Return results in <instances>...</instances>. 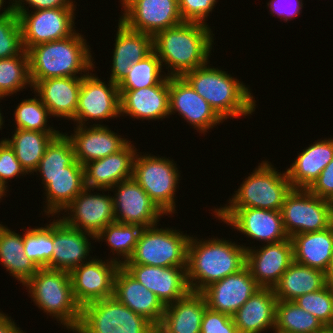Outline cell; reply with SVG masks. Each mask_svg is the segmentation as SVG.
<instances>
[{"mask_svg": "<svg viewBox=\"0 0 333 333\" xmlns=\"http://www.w3.org/2000/svg\"><path fill=\"white\" fill-rule=\"evenodd\" d=\"M209 25L185 22L158 32L153 37V49L167 76H182L184 73L210 63L214 42Z\"/></svg>", "mask_w": 333, "mask_h": 333, "instance_id": "1", "label": "cell"}, {"mask_svg": "<svg viewBox=\"0 0 333 333\" xmlns=\"http://www.w3.org/2000/svg\"><path fill=\"white\" fill-rule=\"evenodd\" d=\"M195 237V238H194ZM190 236L187 248V281L192 292H201L210 284L235 274L246 265V244L231 240L198 239Z\"/></svg>", "mask_w": 333, "mask_h": 333, "instance_id": "2", "label": "cell"}, {"mask_svg": "<svg viewBox=\"0 0 333 333\" xmlns=\"http://www.w3.org/2000/svg\"><path fill=\"white\" fill-rule=\"evenodd\" d=\"M85 38L76 31L68 38L31 47L28 55L32 85L48 78L83 77L93 72L94 57Z\"/></svg>", "mask_w": 333, "mask_h": 333, "instance_id": "3", "label": "cell"}, {"mask_svg": "<svg viewBox=\"0 0 333 333\" xmlns=\"http://www.w3.org/2000/svg\"><path fill=\"white\" fill-rule=\"evenodd\" d=\"M208 64L190 70L182 77L224 121L252 115L256 100L251 89L224 69Z\"/></svg>", "mask_w": 333, "mask_h": 333, "instance_id": "4", "label": "cell"}, {"mask_svg": "<svg viewBox=\"0 0 333 333\" xmlns=\"http://www.w3.org/2000/svg\"><path fill=\"white\" fill-rule=\"evenodd\" d=\"M23 286L29 290L34 305L43 313L55 318L68 331L74 332L77 329L81 307L73 295L70 272L39 268Z\"/></svg>", "mask_w": 333, "mask_h": 333, "instance_id": "5", "label": "cell"}, {"mask_svg": "<svg viewBox=\"0 0 333 333\" xmlns=\"http://www.w3.org/2000/svg\"><path fill=\"white\" fill-rule=\"evenodd\" d=\"M266 160L258 163L259 165L248 177H245L227 203L218 208H258L281 211L285 197L293 187L287 172H278L272 162Z\"/></svg>", "mask_w": 333, "mask_h": 333, "instance_id": "6", "label": "cell"}, {"mask_svg": "<svg viewBox=\"0 0 333 333\" xmlns=\"http://www.w3.org/2000/svg\"><path fill=\"white\" fill-rule=\"evenodd\" d=\"M157 156L137 152L132 178L167 216H173L177 207L175 192L179 188L181 173L173 159Z\"/></svg>", "mask_w": 333, "mask_h": 333, "instance_id": "7", "label": "cell"}, {"mask_svg": "<svg viewBox=\"0 0 333 333\" xmlns=\"http://www.w3.org/2000/svg\"><path fill=\"white\" fill-rule=\"evenodd\" d=\"M73 333H156V327L113 296L83 306Z\"/></svg>", "mask_w": 333, "mask_h": 333, "instance_id": "8", "label": "cell"}, {"mask_svg": "<svg viewBox=\"0 0 333 333\" xmlns=\"http://www.w3.org/2000/svg\"><path fill=\"white\" fill-rule=\"evenodd\" d=\"M143 228L132 257L124 264L187 267L190 235L176 228Z\"/></svg>", "mask_w": 333, "mask_h": 333, "instance_id": "9", "label": "cell"}, {"mask_svg": "<svg viewBox=\"0 0 333 333\" xmlns=\"http://www.w3.org/2000/svg\"><path fill=\"white\" fill-rule=\"evenodd\" d=\"M281 214L289 238L300 233L324 230L333 225L330 201L304 188H292L285 197Z\"/></svg>", "mask_w": 333, "mask_h": 333, "instance_id": "10", "label": "cell"}, {"mask_svg": "<svg viewBox=\"0 0 333 333\" xmlns=\"http://www.w3.org/2000/svg\"><path fill=\"white\" fill-rule=\"evenodd\" d=\"M94 74L88 72L87 75L82 77L78 105L73 119L74 125L87 126L88 124L89 126V123H91L89 120H94L97 124L94 123L93 125L100 126L105 125L100 123L103 119L106 121L107 119L120 117L118 84L111 80H108L106 84V81L99 79Z\"/></svg>", "mask_w": 333, "mask_h": 333, "instance_id": "11", "label": "cell"}, {"mask_svg": "<svg viewBox=\"0 0 333 333\" xmlns=\"http://www.w3.org/2000/svg\"><path fill=\"white\" fill-rule=\"evenodd\" d=\"M215 210V211H214ZM212 213L246 237L269 243L287 240L281 211L258 208H215Z\"/></svg>", "mask_w": 333, "mask_h": 333, "instance_id": "12", "label": "cell"}, {"mask_svg": "<svg viewBox=\"0 0 333 333\" xmlns=\"http://www.w3.org/2000/svg\"><path fill=\"white\" fill-rule=\"evenodd\" d=\"M75 11L76 8H53L21 12L18 17L24 50L73 35L76 32Z\"/></svg>", "mask_w": 333, "mask_h": 333, "instance_id": "13", "label": "cell"}, {"mask_svg": "<svg viewBox=\"0 0 333 333\" xmlns=\"http://www.w3.org/2000/svg\"><path fill=\"white\" fill-rule=\"evenodd\" d=\"M120 3L123 14L119 20L128 28L152 37L183 22L178 0H120Z\"/></svg>", "mask_w": 333, "mask_h": 333, "instance_id": "14", "label": "cell"}, {"mask_svg": "<svg viewBox=\"0 0 333 333\" xmlns=\"http://www.w3.org/2000/svg\"><path fill=\"white\" fill-rule=\"evenodd\" d=\"M91 190L83 189L64 209L66 214L61 213L63 216H59L68 226L96 236L107 225L116 221L115 209L111 193L104 194L108 189H97L102 194L91 193Z\"/></svg>", "mask_w": 333, "mask_h": 333, "instance_id": "15", "label": "cell"}, {"mask_svg": "<svg viewBox=\"0 0 333 333\" xmlns=\"http://www.w3.org/2000/svg\"><path fill=\"white\" fill-rule=\"evenodd\" d=\"M121 265L110 258L102 260L95 256L70 272L73 295L77 304L83 306L113 297L114 279Z\"/></svg>", "mask_w": 333, "mask_h": 333, "instance_id": "16", "label": "cell"}, {"mask_svg": "<svg viewBox=\"0 0 333 333\" xmlns=\"http://www.w3.org/2000/svg\"><path fill=\"white\" fill-rule=\"evenodd\" d=\"M176 112L203 135L224 122L182 76H169V115Z\"/></svg>", "mask_w": 333, "mask_h": 333, "instance_id": "17", "label": "cell"}, {"mask_svg": "<svg viewBox=\"0 0 333 333\" xmlns=\"http://www.w3.org/2000/svg\"><path fill=\"white\" fill-rule=\"evenodd\" d=\"M109 191L115 192L112 197L116 222L147 228L167 216L133 178L119 182Z\"/></svg>", "mask_w": 333, "mask_h": 333, "instance_id": "18", "label": "cell"}, {"mask_svg": "<svg viewBox=\"0 0 333 333\" xmlns=\"http://www.w3.org/2000/svg\"><path fill=\"white\" fill-rule=\"evenodd\" d=\"M254 248V249H253ZM245 247L246 267L262 288H274L294 261L291 238L263 246Z\"/></svg>", "mask_w": 333, "mask_h": 333, "instance_id": "19", "label": "cell"}, {"mask_svg": "<svg viewBox=\"0 0 333 333\" xmlns=\"http://www.w3.org/2000/svg\"><path fill=\"white\" fill-rule=\"evenodd\" d=\"M122 267L152 291L165 306L185 297L190 292L186 267L141 264H123Z\"/></svg>", "mask_w": 333, "mask_h": 333, "instance_id": "20", "label": "cell"}, {"mask_svg": "<svg viewBox=\"0 0 333 333\" xmlns=\"http://www.w3.org/2000/svg\"><path fill=\"white\" fill-rule=\"evenodd\" d=\"M53 220V255L49 261V269L63 270L71 272L74 268L90 261V251L92 252L89 237L96 240V236L91 233L77 230L68 226L59 218ZM89 258V259H88Z\"/></svg>", "mask_w": 333, "mask_h": 333, "instance_id": "21", "label": "cell"}, {"mask_svg": "<svg viewBox=\"0 0 333 333\" xmlns=\"http://www.w3.org/2000/svg\"><path fill=\"white\" fill-rule=\"evenodd\" d=\"M259 288L245 266L239 272L210 284L200 293L208 309L232 316Z\"/></svg>", "mask_w": 333, "mask_h": 333, "instance_id": "22", "label": "cell"}, {"mask_svg": "<svg viewBox=\"0 0 333 333\" xmlns=\"http://www.w3.org/2000/svg\"><path fill=\"white\" fill-rule=\"evenodd\" d=\"M71 135L66 134L73 144L75 158L85 165L91 161L119 152L130 141L118 135L108 125H75Z\"/></svg>", "mask_w": 333, "mask_h": 333, "instance_id": "23", "label": "cell"}, {"mask_svg": "<svg viewBox=\"0 0 333 333\" xmlns=\"http://www.w3.org/2000/svg\"><path fill=\"white\" fill-rule=\"evenodd\" d=\"M120 116L140 120L169 118V76L160 84L136 90H119Z\"/></svg>", "mask_w": 333, "mask_h": 333, "instance_id": "24", "label": "cell"}, {"mask_svg": "<svg viewBox=\"0 0 333 333\" xmlns=\"http://www.w3.org/2000/svg\"><path fill=\"white\" fill-rule=\"evenodd\" d=\"M137 151L130 141L119 152L85 164V187L93 192L97 189L110 190L119 182L132 178Z\"/></svg>", "mask_w": 333, "mask_h": 333, "instance_id": "25", "label": "cell"}, {"mask_svg": "<svg viewBox=\"0 0 333 333\" xmlns=\"http://www.w3.org/2000/svg\"><path fill=\"white\" fill-rule=\"evenodd\" d=\"M113 296L134 313L145 317L155 327L160 324L166 306L122 266L115 274Z\"/></svg>", "mask_w": 333, "mask_h": 333, "instance_id": "26", "label": "cell"}, {"mask_svg": "<svg viewBox=\"0 0 333 333\" xmlns=\"http://www.w3.org/2000/svg\"><path fill=\"white\" fill-rule=\"evenodd\" d=\"M109 80L119 84L127 75L131 65L143 60L153 49V37L128 28L118 21Z\"/></svg>", "mask_w": 333, "mask_h": 333, "instance_id": "27", "label": "cell"}, {"mask_svg": "<svg viewBox=\"0 0 333 333\" xmlns=\"http://www.w3.org/2000/svg\"><path fill=\"white\" fill-rule=\"evenodd\" d=\"M82 77H56L38 81L31 91L40 97L52 117L73 120Z\"/></svg>", "mask_w": 333, "mask_h": 333, "instance_id": "28", "label": "cell"}, {"mask_svg": "<svg viewBox=\"0 0 333 333\" xmlns=\"http://www.w3.org/2000/svg\"><path fill=\"white\" fill-rule=\"evenodd\" d=\"M277 297L274 289L260 287L233 315L239 333H265L275 328Z\"/></svg>", "mask_w": 333, "mask_h": 333, "instance_id": "29", "label": "cell"}, {"mask_svg": "<svg viewBox=\"0 0 333 333\" xmlns=\"http://www.w3.org/2000/svg\"><path fill=\"white\" fill-rule=\"evenodd\" d=\"M207 309L204 296L190 291L185 297L166 306L156 333H200Z\"/></svg>", "mask_w": 333, "mask_h": 333, "instance_id": "30", "label": "cell"}, {"mask_svg": "<svg viewBox=\"0 0 333 333\" xmlns=\"http://www.w3.org/2000/svg\"><path fill=\"white\" fill-rule=\"evenodd\" d=\"M333 137L317 140L297 153L286 172L293 188L308 189L333 159Z\"/></svg>", "mask_w": 333, "mask_h": 333, "instance_id": "31", "label": "cell"}, {"mask_svg": "<svg viewBox=\"0 0 333 333\" xmlns=\"http://www.w3.org/2000/svg\"><path fill=\"white\" fill-rule=\"evenodd\" d=\"M294 261L326 271L333 253V225L324 230L291 237Z\"/></svg>", "mask_w": 333, "mask_h": 333, "instance_id": "32", "label": "cell"}, {"mask_svg": "<svg viewBox=\"0 0 333 333\" xmlns=\"http://www.w3.org/2000/svg\"><path fill=\"white\" fill-rule=\"evenodd\" d=\"M42 176V186L45 194L44 215L59 216L61 211L72 202V200L85 189L84 173H61L58 175Z\"/></svg>", "mask_w": 333, "mask_h": 333, "instance_id": "33", "label": "cell"}, {"mask_svg": "<svg viewBox=\"0 0 333 333\" xmlns=\"http://www.w3.org/2000/svg\"><path fill=\"white\" fill-rule=\"evenodd\" d=\"M327 285L325 272L293 261L273 288L277 300L294 301Z\"/></svg>", "mask_w": 333, "mask_h": 333, "instance_id": "34", "label": "cell"}, {"mask_svg": "<svg viewBox=\"0 0 333 333\" xmlns=\"http://www.w3.org/2000/svg\"><path fill=\"white\" fill-rule=\"evenodd\" d=\"M0 262L22 286L39 269L24 253L23 235L0 223Z\"/></svg>", "mask_w": 333, "mask_h": 333, "instance_id": "35", "label": "cell"}, {"mask_svg": "<svg viewBox=\"0 0 333 333\" xmlns=\"http://www.w3.org/2000/svg\"><path fill=\"white\" fill-rule=\"evenodd\" d=\"M11 138L4 140L14 150L16 158L25 171L34 174L40 159L43 157L47 146L61 132H41L24 129H14Z\"/></svg>", "mask_w": 333, "mask_h": 333, "instance_id": "36", "label": "cell"}, {"mask_svg": "<svg viewBox=\"0 0 333 333\" xmlns=\"http://www.w3.org/2000/svg\"><path fill=\"white\" fill-rule=\"evenodd\" d=\"M34 172H39V175L84 173V166L76 160L73 144L67 137L66 132L61 131L50 142Z\"/></svg>", "mask_w": 333, "mask_h": 333, "instance_id": "37", "label": "cell"}, {"mask_svg": "<svg viewBox=\"0 0 333 333\" xmlns=\"http://www.w3.org/2000/svg\"><path fill=\"white\" fill-rule=\"evenodd\" d=\"M142 227L134 224L113 222L96 235V241L107 242L114 257L110 258L121 266L133 255ZM118 256V257H117ZM121 258V259H119ZM118 259V260H117Z\"/></svg>", "mask_w": 333, "mask_h": 333, "instance_id": "38", "label": "cell"}, {"mask_svg": "<svg viewBox=\"0 0 333 333\" xmlns=\"http://www.w3.org/2000/svg\"><path fill=\"white\" fill-rule=\"evenodd\" d=\"M27 86L33 88L28 51L24 50L16 56L0 59V96H12Z\"/></svg>", "mask_w": 333, "mask_h": 333, "instance_id": "39", "label": "cell"}, {"mask_svg": "<svg viewBox=\"0 0 333 333\" xmlns=\"http://www.w3.org/2000/svg\"><path fill=\"white\" fill-rule=\"evenodd\" d=\"M324 327L314 315L294 301H277L275 328L293 333H315Z\"/></svg>", "mask_w": 333, "mask_h": 333, "instance_id": "40", "label": "cell"}, {"mask_svg": "<svg viewBox=\"0 0 333 333\" xmlns=\"http://www.w3.org/2000/svg\"><path fill=\"white\" fill-rule=\"evenodd\" d=\"M161 61L153 51L143 60L131 65L127 75L118 84L119 90H136L160 84L166 77ZM164 74H162V73Z\"/></svg>", "mask_w": 333, "mask_h": 333, "instance_id": "41", "label": "cell"}, {"mask_svg": "<svg viewBox=\"0 0 333 333\" xmlns=\"http://www.w3.org/2000/svg\"><path fill=\"white\" fill-rule=\"evenodd\" d=\"M24 253L38 268H49L53 255V221L45 226L25 229Z\"/></svg>", "mask_w": 333, "mask_h": 333, "instance_id": "42", "label": "cell"}, {"mask_svg": "<svg viewBox=\"0 0 333 333\" xmlns=\"http://www.w3.org/2000/svg\"><path fill=\"white\" fill-rule=\"evenodd\" d=\"M34 94V98L22 99L16 106L13 115L15 116V129L60 132L47 124L49 122L48 119L51 118L49 110L40 97L35 92Z\"/></svg>", "mask_w": 333, "mask_h": 333, "instance_id": "43", "label": "cell"}, {"mask_svg": "<svg viewBox=\"0 0 333 333\" xmlns=\"http://www.w3.org/2000/svg\"><path fill=\"white\" fill-rule=\"evenodd\" d=\"M294 302L314 315L324 326H333V286L327 284L321 290L304 294Z\"/></svg>", "mask_w": 333, "mask_h": 333, "instance_id": "44", "label": "cell"}, {"mask_svg": "<svg viewBox=\"0 0 333 333\" xmlns=\"http://www.w3.org/2000/svg\"><path fill=\"white\" fill-rule=\"evenodd\" d=\"M23 51L19 17L10 9L0 17V59L16 56Z\"/></svg>", "mask_w": 333, "mask_h": 333, "instance_id": "45", "label": "cell"}, {"mask_svg": "<svg viewBox=\"0 0 333 333\" xmlns=\"http://www.w3.org/2000/svg\"><path fill=\"white\" fill-rule=\"evenodd\" d=\"M28 173L16 158L14 150L2 138L0 139V183L9 190L8 180L15 177L25 176ZM20 175V176H19Z\"/></svg>", "mask_w": 333, "mask_h": 333, "instance_id": "46", "label": "cell"}, {"mask_svg": "<svg viewBox=\"0 0 333 333\" xmlns=\"http://www.w3.org/2000/svg\"><path fill=\"white\" fill-rule=\"evenodd\" d=\"M181 18L185 22L207 24V17L213 11L217 0H178Z\"/></svg>", "mask_w": 333, "mask_h": 333, "instance_id": "47", "label": "cell"}, {"mask_svg": "<svg viewBox=\"0 0 333 333\" xmlns=\"http://www.w3.org/2000/svg\"><path fill=\"white\" fill-rule=\"evenodd\" d=\"M200 333H239L232 316L206 309Z\"/></svg>", "mask_w": 333, "mask_h": 333, "instance_id": "48", "label": "cell"}, {"mask_svg": "<svg viewBox=\"0 0 333 333\" xmlns=\"http://www.w3.org/2000/svg\"><path fill=\"white\" fill-rule=\"evenodd\" d=\"M28 6H25L27 5ZM73 0H10V8L17 15L21 12H29V7L34 10L53 8H76Z\"/></svg>", "mask_w": 333, "mask_h": 333, "instance_id": "49", "label": "cell"}, {"mask_svg": "<svg viewBox=\"0 0 333 333\" xmlns=\"http://www.w3.org/2000/svg\"><path fill=\"white\" fill-rule=\"evenodd\" d=\"M303 4V0H270L266 6L271 15L287 22L302 13Z\"/></svg>", "mask_w": 333, "mask_h": 333, "instance_id": "50", "label": "cell"}, {"mask_svg": "<svg viewBox=\"0 0 333 333\" xmlns=\"http://www.w3.org/2000/svg\"><path fill=\"white\" fill-rule=\"evenodd\" d=\"M308 190L322 199L329 201L333 199V159L322 170Z\"/></svg>", "mask_w": 333, "mask_h": 333, "instance_id": "51", "label": "cell"}, {"mask_svg": "<svg viewBox=\"0 0 333 333\" xmlns=\"http://www.w3.org/2000/svg\"><path fill=\"white\" fill-rule=\"evenodd\" d=\"M0 333H26L13 321L11 316L0 311Z\"/></svg>", "mask_w": 333, "mask_h": 333, "instance_id": "52", "label": "cell"}, {"mask_svg": "<svg viewBox=\"0 0 333 333\" xmlns=\"http://www.w3.org/2000/svg\"><path fill=\"white\" fill-rule=\"evenodd\" d=\"M325 278H326L327 284H330L333 286V253H332L331 259L329 261L328 267L325 271Z\"/></svg>", "mask_w": 333, "mask_h": 333, "instance_id": "53", "label": "cell"}, {"mask_svg": "<svg viewBox=\"0 0 333 333\" xmlns=\"http://www.w3.org/2000/svg\"><path fill=\"white\" fill-rule=\"evenodd\" d=\"M5 2V3H4ZM6 4V1L5 0H0V10L3 8V5ZM9 4H10V0H9ZM7 5V8H3L0 12V17H3L5 14H7L9 12V10L11 9L10 8V5Z\"/></svg>", "mask_w": 333, "mask_h": 333, "instance_id": "54", "label": "cell"}, {"mask_svg": "<svg viewBox=\"0 0 333 333\" xmlns=\"http://www.w3.org/2000/svg\"><path fill=\"white\" fill-rule=\"evenodd\" d=\"M315 333H333V326H324L321 330H318Z\"/></svg>", "mask_w": 333, "mask_h": 333, "instance_id": "55", "label": "cell"}, {"mask_svg": "<svg viewBox=\"0 0 333 333\" xmlns=\"http://www.w3.org/2000/svg\"><path fill=\"white\" fill-rule=\"evenodd\" d=\"M6 192H8V190H6L4 186L0 183V201L2 200V197L6 196Z\"/></svg>", "mask_w": 333, "mask_h": 333, "instance_id": "56", "label": "cell"}, {"mask_svg": "<svg viewBox=\"0 0 333 333\" xmlns=\"http://www.w3.org/2000/svg\"><path fill=\"white\" fill-rule=\"evenodd\" d=\"M4 97H1L0 96V100H2ZM4 118H3V115H2V113H1V109H0V130H2L1 128H2V126L4 125Z\"/></svg>", "mask_w": 333, "mask_h": 333, "instance_id": "57", "label": "cell"}, {"mask_svg": "<svg viewBox=\"0 0 333 333\" xmlns=\"http://www.w3.org/2000/svg\"><path fill=\"white\" fill-rule=\"evenodd\" d=\"M273 331H274V332H272V333H293V332H288V331L279 330V329H276V328H274Z\"/></svg>", "mask_w": 333, "mask_h": 333, "instance_id": "58", "label": "cell"}, {"mask_svg": "<svg viewBox=\"0 0 333 333\" xmlns=\"http://www.w3.org/2000/svg\"><path fill=\"white\" fill-rule=\"evenodd\" d=\"M330 203H331V206H332V208H333V199L330 201Z\"/></svg>", "mask_w": 333, "mask_h": 333, "instance_id": "59", "label": "cell"}]
</instances>
